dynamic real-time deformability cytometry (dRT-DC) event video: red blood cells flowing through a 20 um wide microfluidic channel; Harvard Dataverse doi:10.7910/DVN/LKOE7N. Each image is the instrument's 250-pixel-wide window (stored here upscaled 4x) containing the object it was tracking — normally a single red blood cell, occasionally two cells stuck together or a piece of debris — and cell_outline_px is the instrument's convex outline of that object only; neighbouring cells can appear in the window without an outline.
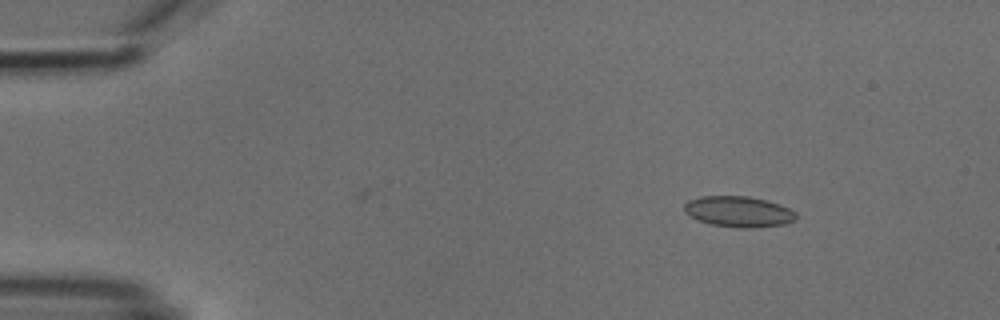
{"species": "common noctule bat (a hibernating species)", "species_latin": "Nyctalus noctula", "temperature_condition": "cold", "stored_images_in_passage": 9, "camera_frame_rate_fps": 3000, "um_per_image_px": 0.085, "animal": {"sex": "male", "body_mass_g": 18.8}, "frame": {"image": 1, "passage_image": 3, "time_ms": 2.333, "image_size_px": [1000, 320], "cell_outline_px": [[796, 220], [784, 224], [752, 228], [740, 228], [712, 224], [688, 216], [684, 212], [684, 204], [688, 200], [700, 196], [748, 196], [780, 204], [796, 212]], "centroid_in_image_um": [62.77, 17.98], "position_along_channel_um": 22.2, "area_um2": 20.06}}
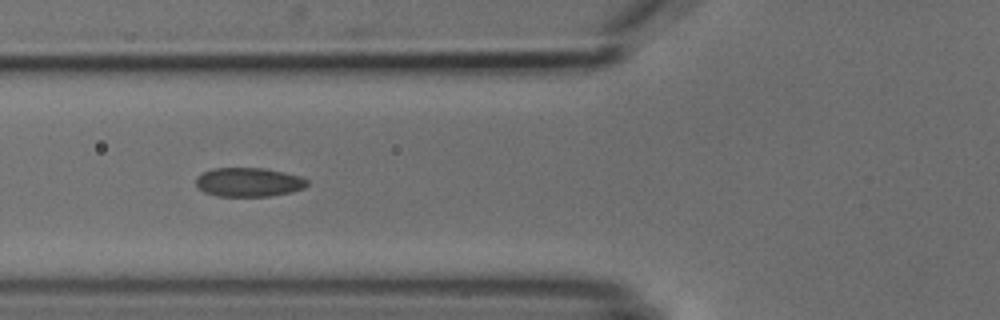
{"frame": {"image": 2, "passage_image": 7, "time_ms": 6.667, "image_size_px": [1000, 320], "cell_outline_px": [[308, 184], [304, 188], [292, 192], [268, 196], [216, 196], [204, 192], [196, 184], [196, 176], [212, 168], [264, 168], [300, 176], [308, 180]], "centroid_in_image_um": [21.13, 15.48], "position_along_channel_um": 104.7, "area_um2": 18.79}}
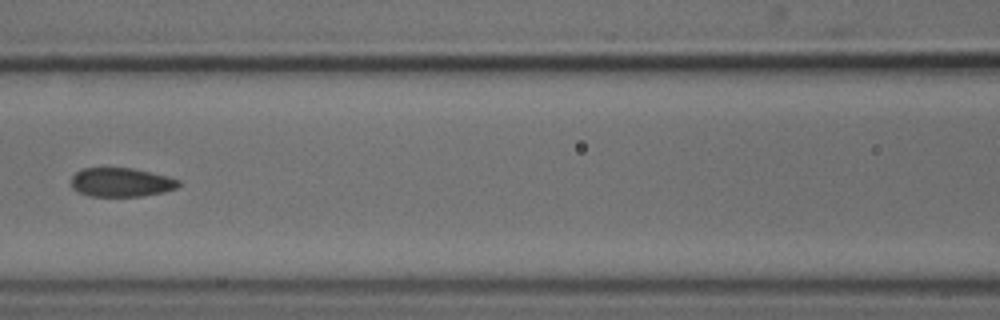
{"frame": {"image": 3, "passage_image": 8, "time_ms": 8.0, "image_size_px": [1000, 320], "cell_outline_px": [[180, 184], [176, 188], [164, 192], [140, 196], [88, 196], [72, 188], [72, 176], [76, 172], [84, 168], [132, 168], [168, 176], [180, 180]], "centroid_in_image_um": [10.31, 15.49], "position_along_channel_um": 156.3, "area_um2": 18.03}}